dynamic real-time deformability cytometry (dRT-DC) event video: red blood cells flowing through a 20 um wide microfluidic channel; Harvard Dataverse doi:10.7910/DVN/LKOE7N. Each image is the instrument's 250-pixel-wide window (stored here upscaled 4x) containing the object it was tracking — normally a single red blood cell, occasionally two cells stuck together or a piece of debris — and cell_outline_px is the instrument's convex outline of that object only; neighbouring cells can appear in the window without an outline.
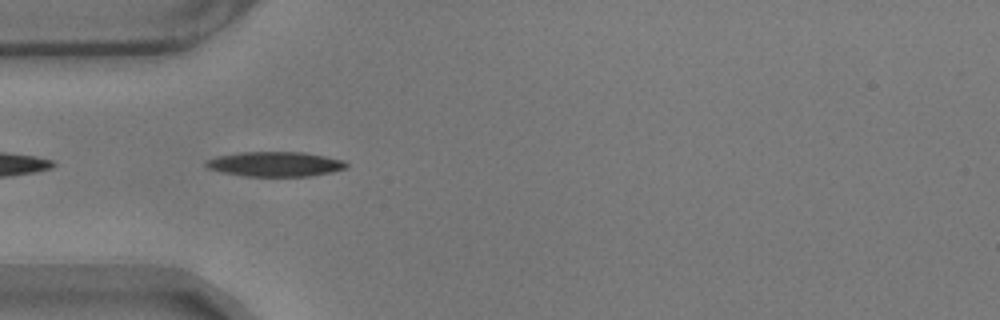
{"species": "common noctule bat (a hibernating species)", "species_latin": "Nyctalus noctula", "temperature_condition": "warm", "stored_images_in_passage": 41, "camera_frame_rate_fps": 3000, "um_per_image_px": 0.085, "animal": {"sex": "male", "body_mass_g": 17.9}, "frame": {"image": 1, "passage_image": 2, "time_ms": 0.333, "image_size_px": [1000, 320], "cell_outline_px": [[348, 168], [332, 172], [308, 176], [244, 176], [224, 172], [208, 168], [204, 164], [208, 160], [220, 156], [240, 152], [304, 152], [344, 160], [348, 164]], "centroid_in_image_um": [23.45, 13.95], "position_along_channel_um": 61.6, "area_um2": 20.11}}
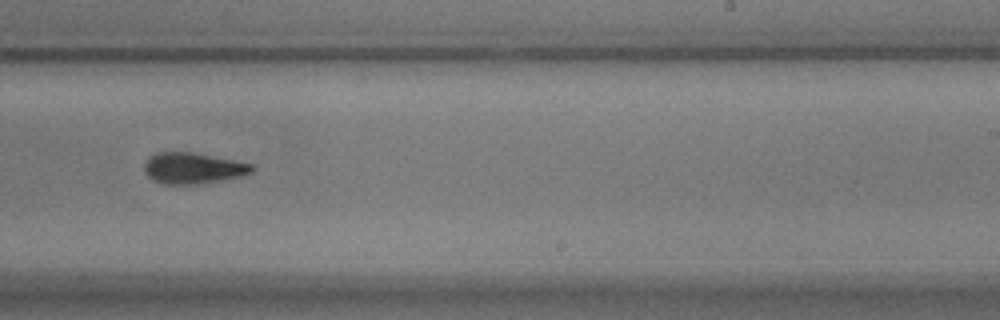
{"frame": {"image": 2, "passage_image": 20, "time_ms": 6.333, "image_size_px": [1000, 320], "cell_outline_px": [[256, 168], [252, 172], [244, 176], [192, 184], [164, 184], [148, 176], [144, 172], [144, 164], [156, 152], [192, 152], [252, 164]], "centroid_in_image_um": [16.42, 14.29], "position_along_channel_um": 272.6, "area_um2": 19.13}}
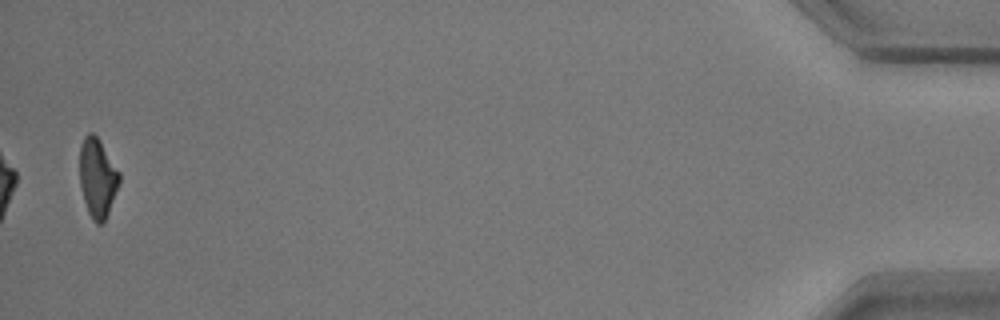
{"frame": {"image": 3, "passage_image": 41, "time_ms": 13.333, "image_size_px": [1000, 320], "cell_outline_px": [[120, 180], [104, 224], [96, 224], [92, 220], [88, 212], [84, 200], [80, 184], [80, 144], [84, 136], [88, 132], [92, 132], [100, 140], [120, 172]], "centroid_in_image_um": [8.28, 15.11], "position_along_channel_um": 426.9, "area_um2": 18.32}, "authors_computed_cell_mechanics": {"area_um2": 19.7098, "velocity_mm_per_s": 3.5282, "shape_relaxation_time_tau1_ms": 4.5759, "shape_relaxation_time_tau2_ms": 6.6101, "deformation_change_tau1": 0.1738, "deformation_change_tau2": 0.1589}}